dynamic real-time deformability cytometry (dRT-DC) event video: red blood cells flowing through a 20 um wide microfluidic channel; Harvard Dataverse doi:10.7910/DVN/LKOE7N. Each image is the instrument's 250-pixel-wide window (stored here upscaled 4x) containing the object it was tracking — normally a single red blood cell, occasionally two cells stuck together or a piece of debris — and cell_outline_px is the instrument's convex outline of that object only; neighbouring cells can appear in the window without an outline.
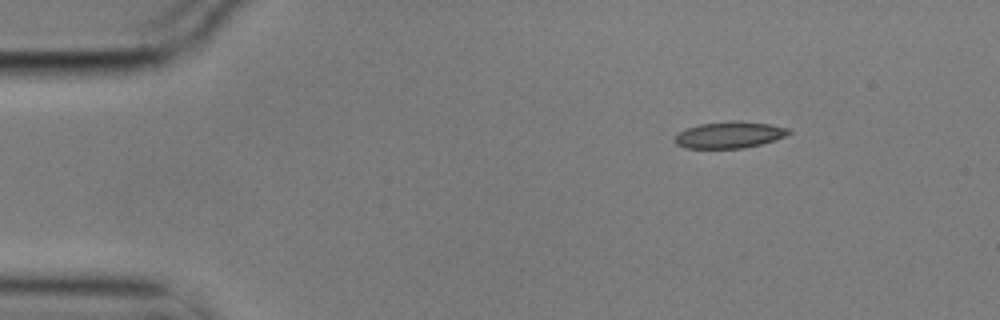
{"species": "common noctule bat (a hibernating species)", "species_latin": "Nyctalus noctula", "temperature_condition": "cold", "stored_images_in_passage": 9, "camera_frame_rate_fps": 3000, "um_per_image_px": 0.085, "animal": {"sex": "male", "body_mass_g": 17.9}, "frame": {"image": 1, "passage_image": 1, "time_ms": 0.0, "image_size_px": [1000, 320], "cell_outline_px": [[792, 132], [784, 136], [760, 144], [744, 148], [684, 148], [676, 144], [676, 136], [680, 132], [688, 128], [700, 124], [732, 120], [740, 120], [768, 124], [792, 128]], "centroid_in_image_um": [62.03, 11.45], "position_along_channel_um": 23.0, "area_um2": 17.51}}
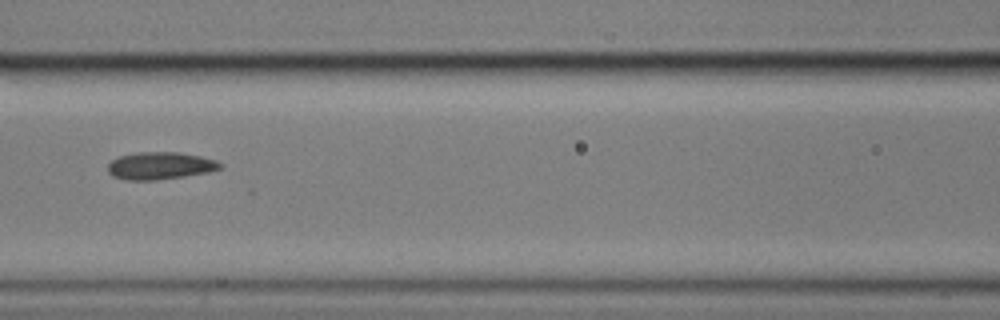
{"frame": {"image": 2, "passage_image": 6, "time_ms": 1.667, "image_size_px": [1000, 320], "cell_outline_px": [[224, 164], [220, 168], [208, 172], [184, 176], [156, 180], [128, 180], [112, 176], [108, 172], [108, 164], [112, 160], [120, 156], [136, 152], [180, 152], [200, 156], [216, 160]], "centroid_in_image_um": [13.61, 14.08], "position_along_channel_um": 153.0, "area_um2": 17.92}}
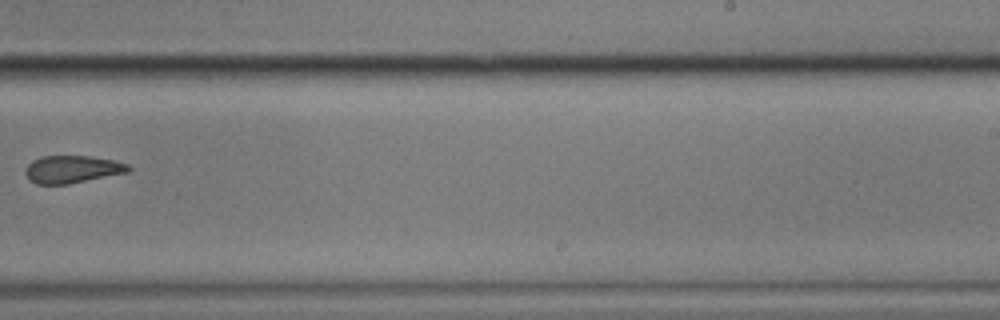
{"frame": {"image": 3, "passage_image": 9, "time_ms": 2.667, "image_size_px": [1000, 320], "cell_outline_px": [[132, 168], [128, 172], [68, 184], [36, 184], [28, 180], [24, 172], [28, 164], [32, 160], [40, 156], [92, 156], [112, 160], [128, 164]], "centroid_in_image_um": [6.1, 14.39], "position_along_channel_um": 282.9, "area_um2": 16.59}}